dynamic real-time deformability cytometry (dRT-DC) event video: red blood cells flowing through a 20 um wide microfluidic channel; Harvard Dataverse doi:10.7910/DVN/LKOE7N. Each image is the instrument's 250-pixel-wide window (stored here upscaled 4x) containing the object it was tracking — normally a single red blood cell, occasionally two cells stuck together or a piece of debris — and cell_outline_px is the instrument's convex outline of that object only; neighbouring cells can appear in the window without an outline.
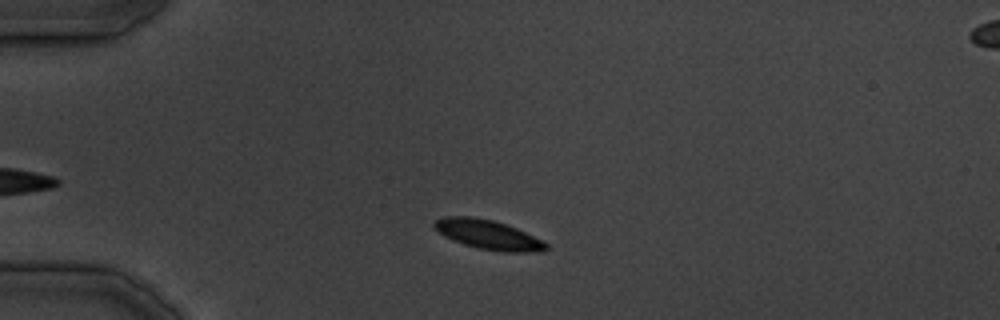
{"species": "common noctule bat (a hibernating species)", "species_latin": "Nyctalus noctula", "temperature_condition": "cold", "stored_images_in_passage": 26, "camera_frame_rate_fps": 3000, "um_per_image_px": 0.085, "animal": {"sex": "male", "body_mass_g": 19.5, "forearm_length_mm": 54.6}, "frame": {"image": 1, "passage_image": 4, "time_ms": 4.333, "image_size_px": [1000, 320], "cell_outline_px": [[548, 248], [528, 252], [504, 252], [480, 248], [464, 244], [440, 232], [432, 224], [436, 220], [444, 216], [472, 216], [492, 220], [516, 228], [548, 244]], "centroid_in_image_um": [41.47, 19.93], "position_along_channel_um": 43.5, "area_um2": 18.44}}
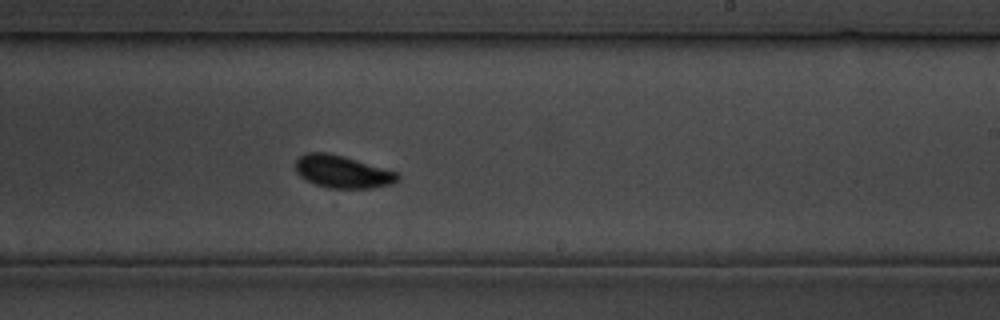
{"frame": {"image": 2, "passage_image": 18, "time_ms": 21.333, "image_size_px": [1000, 320], "cell_outline_px": [[400, 176], [392, 184], [372, 188], [328, 188], [316, 184], [300, 176], [296, 172], [296, 160], [304, 152], [328, 152], [344, 156], [400, 172]], "centroid_in_image_um": [29.13, 14.58], "position_along_channel_um": 259.9, "area_um2": 19.48}}